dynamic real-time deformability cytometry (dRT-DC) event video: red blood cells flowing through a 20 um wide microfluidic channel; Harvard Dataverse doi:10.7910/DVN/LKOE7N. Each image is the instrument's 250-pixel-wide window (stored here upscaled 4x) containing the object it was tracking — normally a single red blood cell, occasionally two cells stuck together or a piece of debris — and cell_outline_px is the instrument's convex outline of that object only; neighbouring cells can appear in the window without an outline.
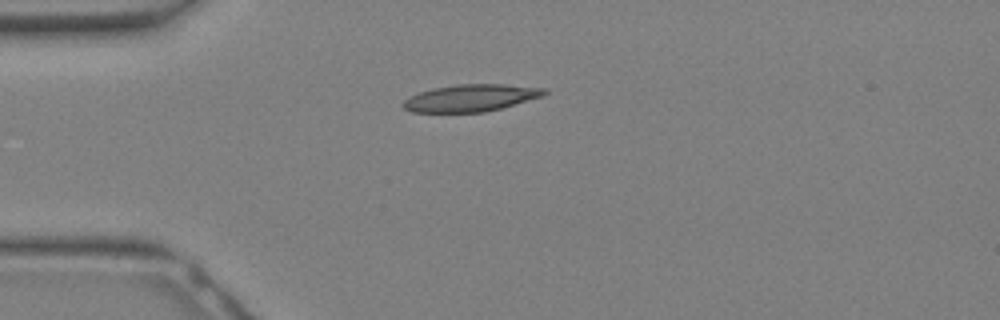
{"species": "Egyptian fruit bat (a non-hibernating species)", "species_latin": "Rousettus aegyptiacus", "temperature_condition": "warm", "stored_images_in_passage": 14, "camera_frame_rate_fps": 3000, "um_per_image_px": 0.085, "animal": {"sex": "female"}, "frame": {"image": 1, "passage_image": 1, "time_ms": 0.0, "image_size_px": [1000, 320], "cell_outline_px": [[548, 92], [540, 96], [500, 108], [484, 112], [412, 112], [404, 108], [400, 104], [408, 96], [432, 88], [456, 84], [504, 84], [548, 88]], "centroid_in_image_um": [39.96, 8.31], "position_along_channel_um": 45.0, "area_um2": 22.2}}
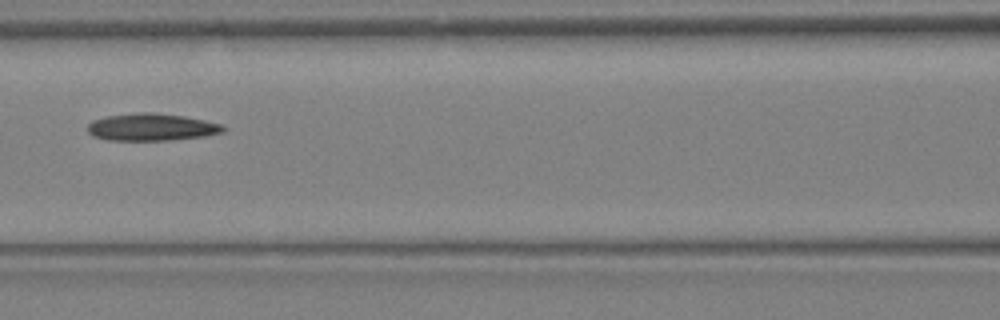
{"frame": {"image": 2, "passage_image": 7, "time_ms": 2.0, "image_size_px": [1000, 320], "cell_outline_px": [[224, 132], [204, 136], [172, 140], [108, 140], [92, 136], [88, 132], [88, 124], [92, 120], [108, 116], [140, 112], [152, 112], [184, 116], [204, 120], [220, 124], [224, 128]], "centroid_in_image_um": [12.86, 10.81], "position_along_channel_um": 153.7, "area_um2": 21.44}}
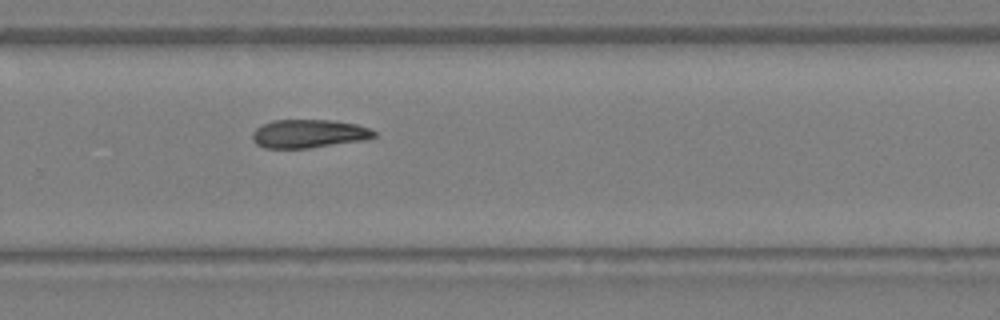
{"frame": {"image": 3, "passage_image": 14, "time_ms": 4.333, "image_size_px": [1000, 320], "cell_outline_px": [[376, 136], [368, 140], [308, 148], [264, 148], [256, 144], [252, 140], [252, 132], [256, 128], [272, 120], [332, 120], [356, 124], [368, 128], [376, 132]], "centroid_in_image_um": [26.25, 11.37], "position_along_channel_um": 303.5, "area_um2": 20.29}}